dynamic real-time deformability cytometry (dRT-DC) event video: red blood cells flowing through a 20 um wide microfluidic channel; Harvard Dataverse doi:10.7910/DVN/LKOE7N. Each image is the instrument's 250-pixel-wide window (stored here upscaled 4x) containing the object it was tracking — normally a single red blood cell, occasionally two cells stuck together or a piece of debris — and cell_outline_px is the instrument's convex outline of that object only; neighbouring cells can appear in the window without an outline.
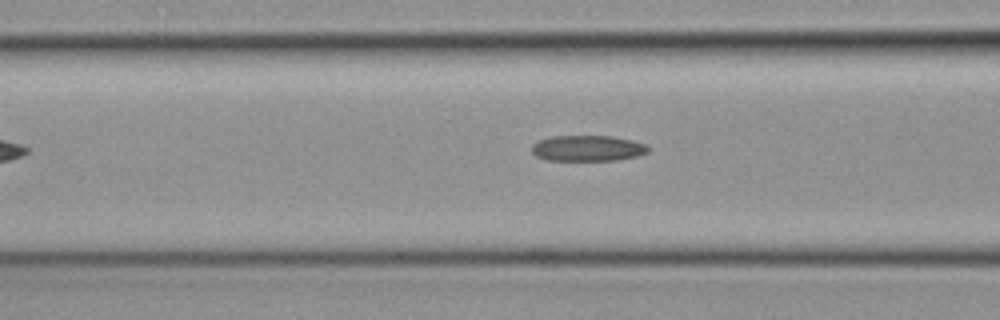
{"species": "common noctule bat (a hibernating species)", "species_latin": "Nyctalus noctula", "temperature_condition": "cold", "stored_images_in_passage": 10, "camera_frame_rate_fps": 3000, "um_per_image_px": 0.085, "animal": {"sex": "female", "body_mass_g": 19.3, "forearm_length_mm": 54.1}, "frame": {"image": 1, "passage_image": 5, "time_ms": 1.333, "image_size_px": [1000, 320], "cell_outline_px": [[648, 152], [636, 156], [616, 160], [548, 160], [536, 156], [532, 152], [532, 144], [540, 140], [552, 136], [612, 136], [632, 140], [644, 144], [648, 148]], "centroid_in_image_um": [49.93, 12.6], "position_along_channel_um": 116.7, "area_um2": 17.34}}
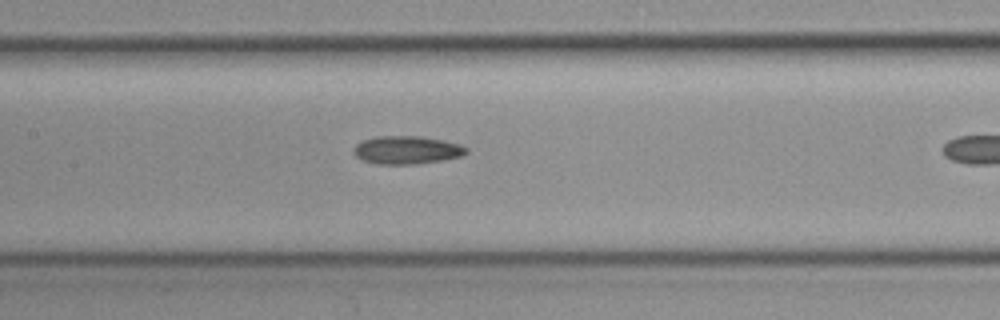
{"frame": {"image": 2, "passage_image": 9, "time_ms": 2.667, "image_size_px": [1000, 320], "cell_outline_px": [[468, 152], [464, 156], [444, 160], [416, 164], [376, 164], [364, 160], [356, 156], [352, 152], [356, 144], [364, 140], [376, 136], [420, 136], [444, 140], [460, 144], [468, 148]], "centroid_in_image_um": [34.62, 12.75], "position_along_channel_um": 172.8, "area_um2": 18.61}}